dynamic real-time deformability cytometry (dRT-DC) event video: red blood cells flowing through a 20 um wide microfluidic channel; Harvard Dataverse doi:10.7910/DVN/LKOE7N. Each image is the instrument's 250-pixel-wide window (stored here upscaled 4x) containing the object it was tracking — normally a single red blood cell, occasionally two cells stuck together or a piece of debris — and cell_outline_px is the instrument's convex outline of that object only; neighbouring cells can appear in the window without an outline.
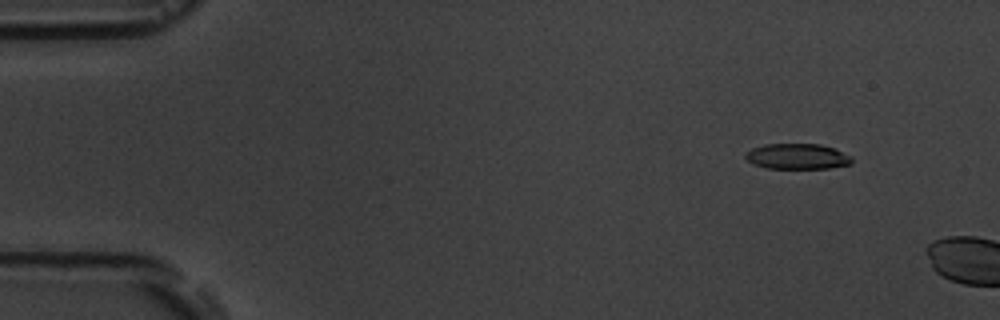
{"species": "common noctule bat (a hibernating species)", "species_latin": "Nyctalus noctula", "temperature_condition": "room temperature", "stored_images_in_passage": 3, "camera_frame_rate_fps": 3000, "um_per_image_px": 0.085, "animal": {"sex": "male", "body_mass_g": 19.5, "forearm_length_mm": 54.6}, "frame": {"image": 1, "passage_image": 2, "time_ms": 1.0, "image_size_px": [1000, 320], "cell_outline_px": [[852, 164], [828, 168], [768, 168], [752, 164], [744, 156], [752, 148], [764, 144], [820, 144], [836, 148], [852, 156]], "centroid_in_image_um": [67.81, 13.29], "position_along_channel_um": 17.2, "area_um2": 15.9}}